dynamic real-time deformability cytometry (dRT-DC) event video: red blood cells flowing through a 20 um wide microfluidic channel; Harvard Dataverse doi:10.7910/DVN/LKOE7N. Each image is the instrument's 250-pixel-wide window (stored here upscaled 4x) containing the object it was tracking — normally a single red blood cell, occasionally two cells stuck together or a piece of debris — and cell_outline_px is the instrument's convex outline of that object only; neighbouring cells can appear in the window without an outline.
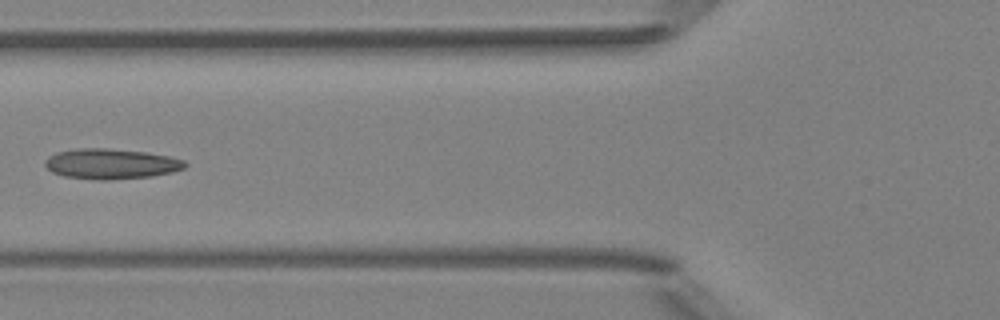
{"species": "Egyptian fruit bat (a non-hibernating species)", "species_latin": "Rousettus aegyptiacus", "temperature_condition": "room temperature", "stored_images_in_passage": 7, "camera_frame_rate_fps": 3000, "um_per_image_px": 0.085, "animal": {"sex": "female"}, "frame": {"image": 1, "passage_image": 6, "time_ms": 1.667, "image_size_px": [1000, 320], "cell_outline_px": [[188, 164], [184, 168], [172, 172], [152, 176], [108, 180], [100, 180], [64, 176], [52, 172], [44, 164], [44, 160], [48, 156], [56, 152], [76, 148], [108, 148], [144, 152], [168, 156], [184, 160]], "centroid_in_image_um": [9.41, 13.92], "position_along_channel_um": 116.4, "area_um2": 24.74}}
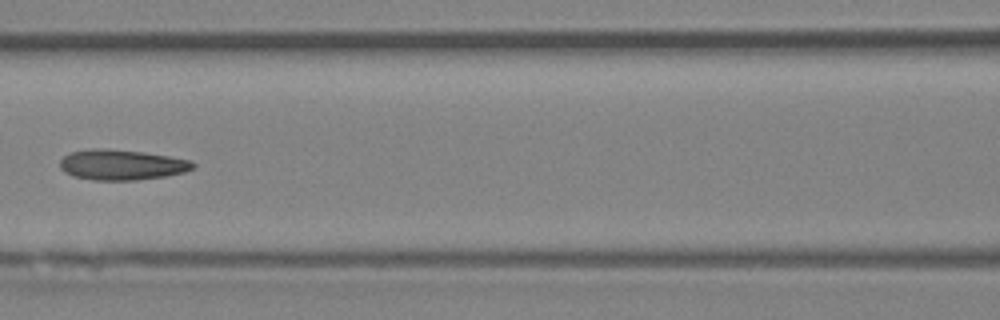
{"frame": {"image": 2, "passage_image": 7, "time_ms": 2.0, "image_size_px": [1000, 320], "cell_outline_px": [[196, 168], [184, 172], [164, 176], [136, 180], [92, 180], [72, 176], [64, 172], [60, 168], [60, 160], [64, 156], [72, 152], [96, 148], [100, 148], [144, 152], [192, 160], [196, 164]], "centroid_in_image_um": [10.36, 14.01], "position_along_channel_um": 156.2, "area_um2": 23.58}}